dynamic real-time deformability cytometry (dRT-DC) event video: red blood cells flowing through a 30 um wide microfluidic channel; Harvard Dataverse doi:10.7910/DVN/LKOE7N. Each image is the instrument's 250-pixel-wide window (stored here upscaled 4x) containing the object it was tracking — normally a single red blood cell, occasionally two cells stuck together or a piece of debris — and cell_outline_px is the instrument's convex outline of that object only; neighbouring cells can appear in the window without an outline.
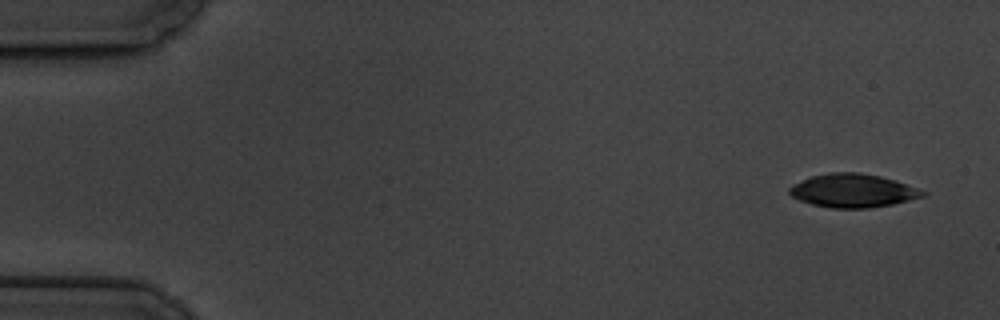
{"species": "common noctule bat (a hibernating species)", "species_latin": "Nyctalus noctula", "temperature_condition": "cold", "stored_images_in_passage": 5, "camera_frame_rate_fps": 3000, "um_per_image_px": 0.085, "animal": {"sex": "male", "body_mass_g": 19.5, "forearm_length_mm": 54.6}, "frame": {"image": 1, "passage_image": 1, "time_ms": 0.0, "image_size_px": [1000, 320], "cell_outline_px": [[928, 192], [924, 196], [892, 204], [868, 208], [832, 208], [812, 204], [800, 200], [792, 196], [788, 192], [788, 188], [792, 184], [812, 176], [832, 172], [860, 172], [880, 176], [896, 180]], "centroid_in_image_um": [72.49, 16.2], "position_along_channel_um": 12.5, "area_um2": 25.95}}
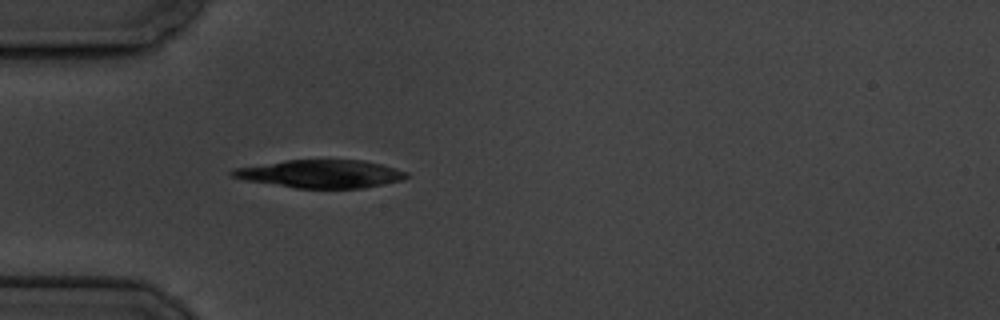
{"frame": {"image": 2, "passage_image": 5, "time_ms": 4.667, "image_size_px": [1000, 320], "cell_outline_px": [[408, 176], [404, 180], [364, 188], [296, 188], [244, 180], [232, 176], [228, 172], [232, 168], [284, 160], [364, 160], [396, 168], [408, 172]], "centroid_in_image_um": [27.25, 14.77], "position_along_channel_um": 57.7, "area_um2": 28.61}}